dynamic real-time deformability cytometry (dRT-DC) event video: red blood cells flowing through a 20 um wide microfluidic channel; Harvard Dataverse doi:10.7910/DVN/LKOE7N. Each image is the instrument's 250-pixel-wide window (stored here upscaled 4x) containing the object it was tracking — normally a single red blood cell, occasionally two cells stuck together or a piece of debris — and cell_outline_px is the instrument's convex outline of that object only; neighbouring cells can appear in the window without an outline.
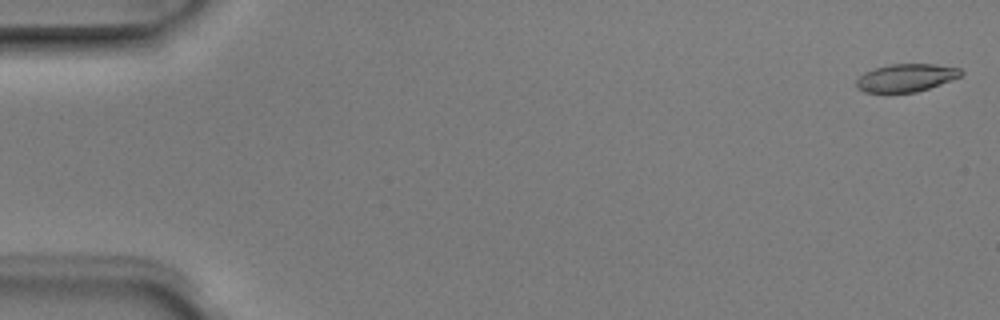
{"species": "Egyptian fruit bat (a non-hibernating species)", "species_latin": "Rousettus aegyptiacus", "temperature_condition": "room temperature", "stored_images_in_passage": 4, "camera_frame_rate_fps": 3000, "um_per_image_px": 0.085, "animal": {"sex": "male"}, "frame": {"image": 1, "passage_image": 1, "time_ms": 0.0, "image_size_px": [1000, 320], "cell_outline_px": [[964, 72], [960, 76], [940, 84], [916, 92], [864, 92], [856, 88], [856, 80], [864, 72], [876, 68], [892, 64], [936, 64], [960, 68]], "centroid_in_image_um": [77.0, 6.6], "position_along_channel_um": 8.0, "area_um2": 16.82}}
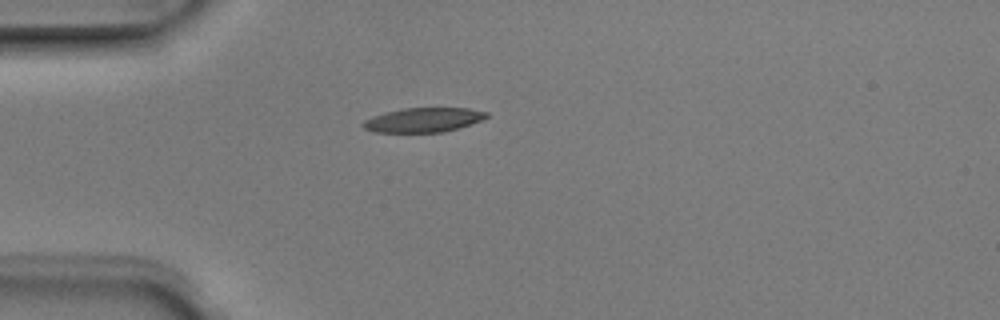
{"frame": {"image": 2, "passage_image": 4, "time_ms": 1.0, "image_size_px": [1000, 320], "cell_outline_px": [[488, 116], [480, 120], [444, 132], [376, 132], [364, 128], [360, 124], [364, 120], [372, 116], [404, 108], [468, 108], [488, 112]], "centroid_in_image_um": [35.95, 10.19], "position_along_channel_um": 49.0, "area_um2": 17.28}}